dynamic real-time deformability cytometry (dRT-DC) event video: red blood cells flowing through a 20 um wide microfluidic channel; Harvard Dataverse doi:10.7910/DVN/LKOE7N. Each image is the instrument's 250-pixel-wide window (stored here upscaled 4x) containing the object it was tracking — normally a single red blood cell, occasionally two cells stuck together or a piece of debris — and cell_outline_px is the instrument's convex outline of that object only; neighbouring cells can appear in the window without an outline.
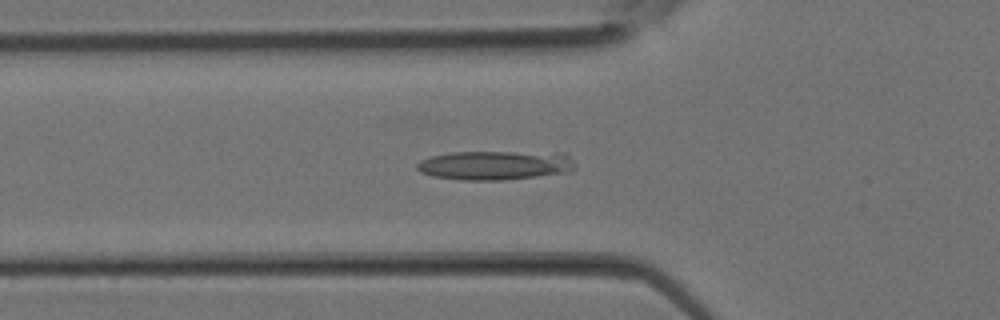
{"species": "Egyptian fruit bat (a non-hibernating species)", "species_latin": "Rousettus aegyptiacus", "temperature_condition": "room temperature", "stored_images_in_passage": 30, "segment_of_instrument_passage": [1, 2], "camera_frame_rate_fps": 3000, "um_per_image_px": 0.085, "animal": {"sex": "female"}, "frame": {"image": 1, "passage_image": 8, "time_ms": 2.333, "image_size_px": [1000, 320], "cell_outline_px": [[576, 168], [572, 172], [504, 180], [464, 180], [432, 176], [420, 172], [416, 168], [416, 164], [420, 160], [432, 156], [452, 152], [564, 152], [576, 164]], "centroid_in_image_um": [42.14, 14.04], "position_along_channel_um": 83.7, "area_um2": 27.22}}
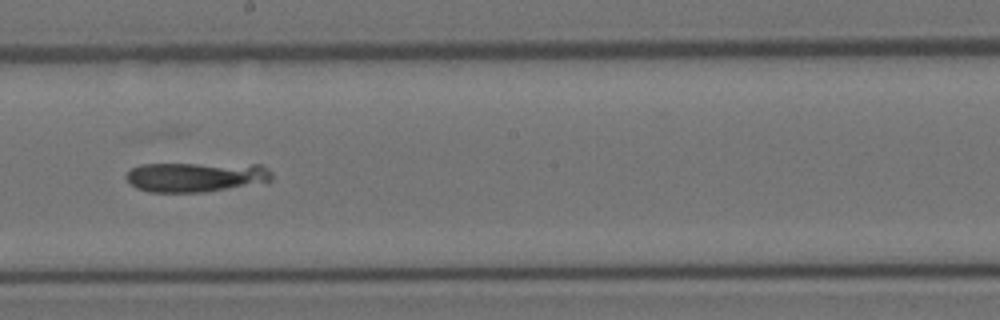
{"frame": {"image": 2, "passage_image": 15, "time_ms": 4.667, "image_size_px": [1000, 320], "cell_outline_px": [[272, 180], [268, 184], [204, 192], [148, 192], [136, 188], [124, 176], [132, 168], [140, 164], [260, 164], [268, 168], [272, 172]], "centroid_in_image_um": [16.76, 15.05], "position_along_channel_um": 231.4, "area_um2": 25.89}}
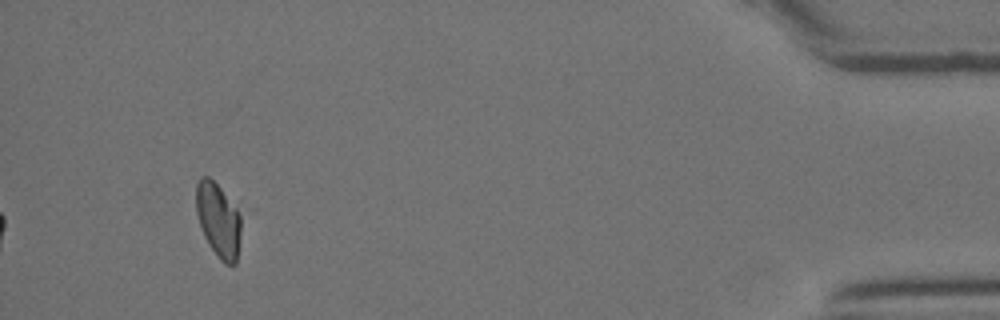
{"frame": {"image": 3, "passage_image": 27, "time_ms": 8.667, "image_size_px": [1000, 320], "cell_outline_px": [[252, 208], [236, 264], [224, 264], [220, 260], [208, 244], [204, 236], [196, 212], [196, 184], [200, 176], [208, 176]], "centroid_in_image_um": [18.83, 18.61], "position_along_channel_um": 416.4, "area_um2": 23.06}}